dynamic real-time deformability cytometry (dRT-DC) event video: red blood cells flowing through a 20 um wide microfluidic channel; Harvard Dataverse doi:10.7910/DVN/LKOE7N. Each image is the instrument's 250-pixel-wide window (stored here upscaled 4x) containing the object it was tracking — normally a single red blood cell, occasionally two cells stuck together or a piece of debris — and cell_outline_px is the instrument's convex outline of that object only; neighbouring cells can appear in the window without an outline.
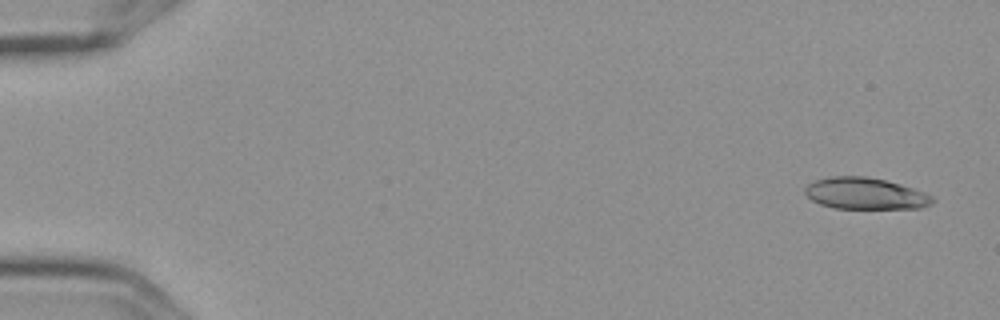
{"species": "Egyptian fruit bat (a non-hibernating species)", "species_latin": "Rousettus aegyptiacus", "temperature_condition": "cold", "stored_images_in_passage": 5, "camera_frame_rate_fps": 3000, "um_per_image_px": 0.085, "frame": {"image": 1, "passage_image": 1, "time_ms": 0.0, "image_size_px": [1000, 320], "cell_outline_px": [[936, 200], [932, 204], [920, 208], [832, 208], [820, 204], [812, 200], [804, 192], [804, 188], [808, 184], [816, 180], [832, 176], [864, 176], [884, 180], [900, 184], [924, 192], [932, 196]], "centroid_in_image_um": [73.55, 16.45], "position_along_channel_um": 11.5, "area_um2": 23.35}}
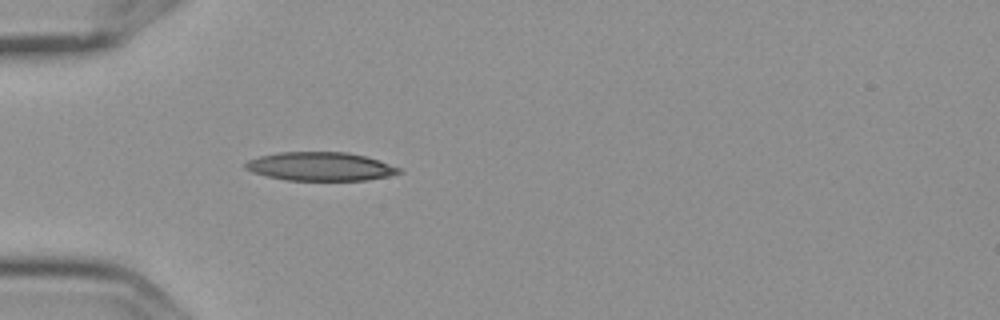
{"frame": {"image": 2, "passage_image": 5, "time_ms": 1.333, "image_size_px": [1000, 320], "cell_outline_px": [[404, 172], [388, 176], [368, 180], [288, 180], [268, 176], [252, 172], [244, 168], [244, 164], [248, 160], [260, 156], [280, 152], [348, 152], [364, 156], [400, 168]], "centroid_in_image_um": [27.22, 14.15], "position_along_channel_um": 57.8, "area_um2": 25.37}}